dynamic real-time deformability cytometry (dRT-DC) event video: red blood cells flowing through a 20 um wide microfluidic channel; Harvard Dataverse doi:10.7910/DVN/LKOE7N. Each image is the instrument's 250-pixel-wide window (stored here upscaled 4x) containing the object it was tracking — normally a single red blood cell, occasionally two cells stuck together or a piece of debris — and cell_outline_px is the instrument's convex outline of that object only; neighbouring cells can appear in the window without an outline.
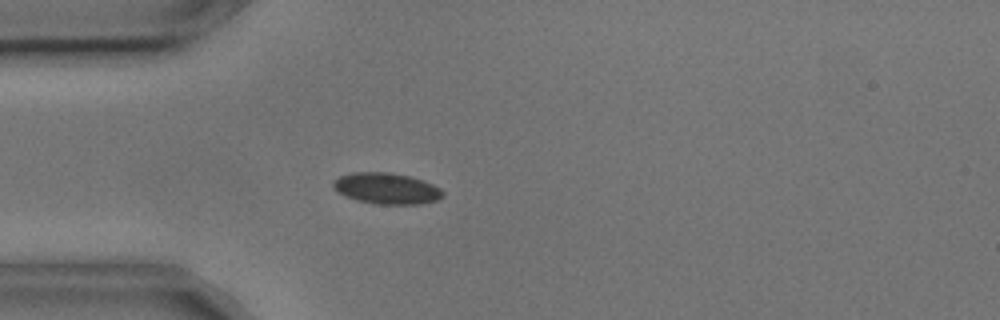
{"species": "common noctule bat (a hibernating species)", "species_latin": "Nyctalus noctula", "temperature_condition": "cold", "stored_images_in_passage": 2, "camera_frame_rate_fps": 3000, "um_per_image_px": 0.085, "animal": {"sex": "male", "body_mass_g": 17.9, "forearm_length_mm": 54.2}, "frame": {"image": 1, "passage_image": 2, "time_ms": 0.333, "image_size_px": [1000, 320], "cell_outline_px": [[444, 196], [440, 200], [420, 204], [376, 204], [356, 200], [344, 196], [336, 192], [332, 188], [332, 180], [340, 176], [352, 172], [384, 172], [408, 176], [432, 184], [440, 188], [444, 192]], "centroid_in_image_um": [32.82, 16.03], "position_along_channel_um": 52.2, "area_um2": 20.06}}